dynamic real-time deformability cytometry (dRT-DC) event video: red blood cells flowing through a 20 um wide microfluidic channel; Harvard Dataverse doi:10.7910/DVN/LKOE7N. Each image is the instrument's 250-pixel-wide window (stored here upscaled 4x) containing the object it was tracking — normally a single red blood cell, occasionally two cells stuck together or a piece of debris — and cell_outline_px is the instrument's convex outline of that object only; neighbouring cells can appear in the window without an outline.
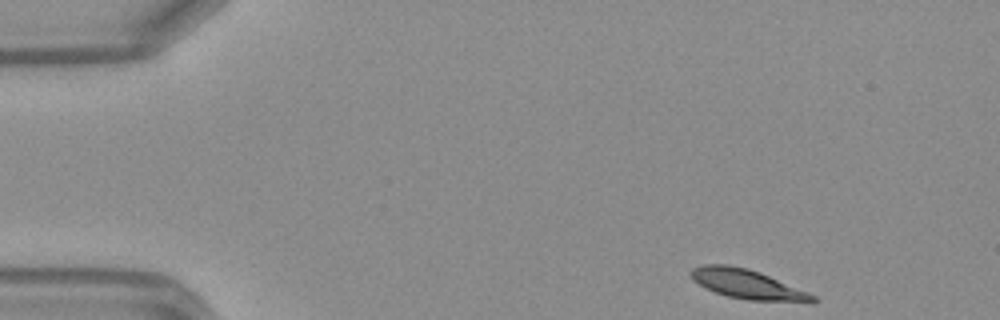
{"species": "Egyptian fruit bat (a non-hibernating species)", "species_latin": "Rousettus aegyptiacus", "temperature_condition": "warm", "stored_images_in_passage": 44, "camera_frame_rate_fps": 3000, "um_per_image_px": 0.085, "frame": {"image": 1, "passage_image": 1, "time_ms": 0.0, "image_size_px": [1000, 320], "cell_outline_px": [[820, 300], [812, 304], [748, 300], [728, 296], [704, 288], [692, 280], [688, 272], [692, 268], [704, 264], [728, 264], [748, 268], [760, 272], [808, 292], [816, 296]], "centroid_in_image_um": [63.58, 24.18], "position_along_channel_um": 21.4, "area_um2": 21.5}}
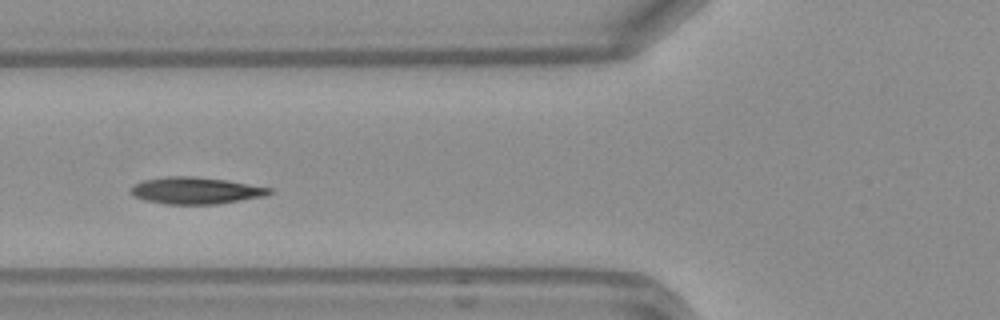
{"frame": {"image": 2, "passage_image": 14, "time_ms": 4.333, "image_size_px": [1000, 320], "cell_outline_px": [[272, 192], [264, 196], [216, 204], [164, 204], [144, 200], [132, 196], [128, 192], [128, 188], [144, 180], [168, 176], [196, 176], [228, 180], [272, 188]], "centroid_in_image_um": [16.59, 16.19], "position_along_channel_um": 109.2, "area_um2": 21.79}}
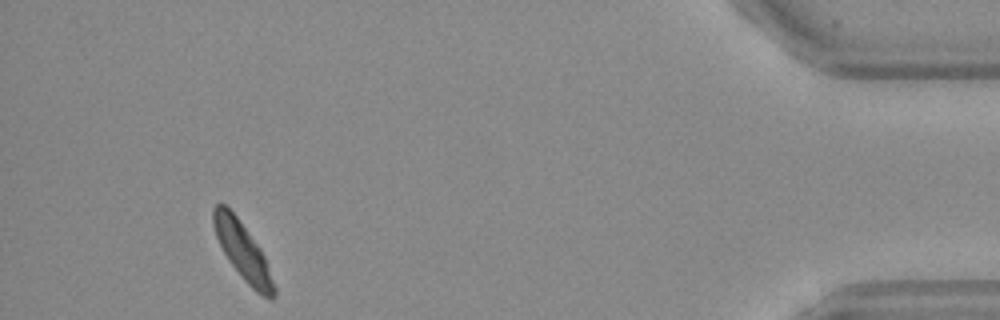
{"frame": {"image": 3, "passage_image": 41, "time_ms": 13.333, "image_size_px": [1000, 320], "cell_outline_px": [[276, 296], [272, 300], [268, 300], [256, 292], [244, 280], [228, 260], [216, 236], [212, 224], [212, 208], [216, 204], [224, 204], [236, 216], [260, 248], [268, 264], [276, 288]], "centroid_in_image_um": [20.65, 21.39], "position_along_channel_um": 414.5, "area_um2": 20.17}, "authors_computed_cell_mechanics": {"area_um2": 20.8658, "velocity_mm_per_s": 4.1091, "shape_relaxation_time_tau1_ms": 4.3988, "shape_relaxation_time_tau2_ms": 2.0156, "deformation_change_tau1": 0.1368, "deformation_change_tau2": 0.0506}}